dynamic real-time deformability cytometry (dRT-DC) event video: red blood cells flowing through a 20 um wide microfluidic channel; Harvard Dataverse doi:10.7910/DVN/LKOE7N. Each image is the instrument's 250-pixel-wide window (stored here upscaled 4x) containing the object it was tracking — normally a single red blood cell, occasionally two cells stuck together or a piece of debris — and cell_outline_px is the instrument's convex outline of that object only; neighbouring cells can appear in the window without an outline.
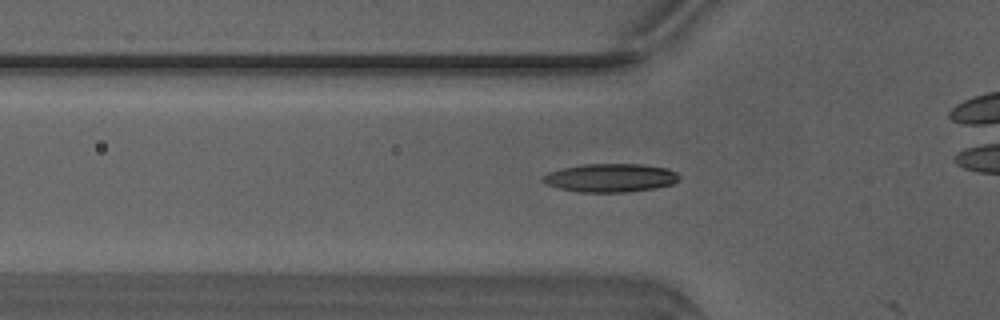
{"species": "Egyptian fruit bat (a non-hibernating species)", "species_latin": "Rousettus aegyptiacus", "temperature_condition": "warm", "stored_images_in_passage": 17, "camera_frame_rate_fps": 3000, "um_per_image_px": 0.085, "animal": {"sex": "male"}, "frame": {"image": 1, "passage_image": 16, "time_ms": 5.0, "image_size_px": [1000, 320], "cell_outline_px": [[680, 180], [672, 184], [656, 188], [628, 192], [580, 192], [560, 188], [548, 184], [540, 180], [540, 176], [548, 172], [560, 168], [584, 164], [640, 164], [668, 168], [676, 172], [680, 176]], "centroid_in_image_um": [51.89, 15.11], "position_along_channel_um": 73.9, "area_um2": 22.77}}